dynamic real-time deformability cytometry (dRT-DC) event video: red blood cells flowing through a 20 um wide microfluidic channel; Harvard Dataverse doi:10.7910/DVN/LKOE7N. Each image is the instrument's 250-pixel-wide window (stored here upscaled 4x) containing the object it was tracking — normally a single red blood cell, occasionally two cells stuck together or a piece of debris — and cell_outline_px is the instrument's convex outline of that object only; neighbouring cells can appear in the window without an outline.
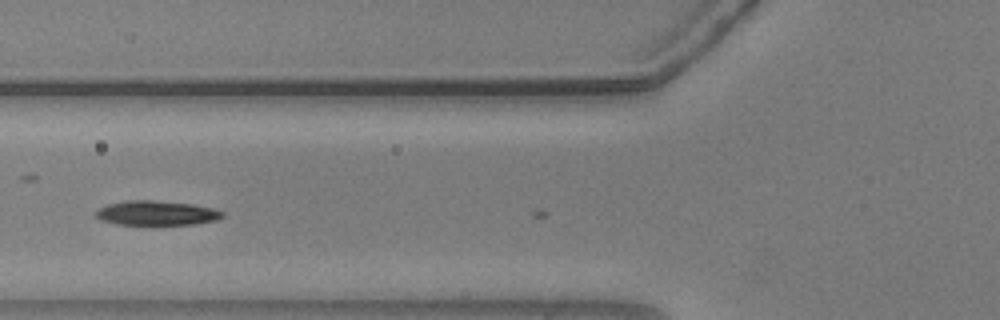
{"species": "common noctule bat (a hibernating species)", "species_latin": "Nyctalus noctula", "temperature_condition": "warm", "stored_images_in_passage": 8, "camera_frame_rate_fps": 3000, "um_per_image_px": 0.085, "animal": {"sex": "male", "body_mass_g": 20.5, "forearm_length_mm": 52.5}, "frame": {"image": 1, "passage_image": 4, "time_ms": 1.0, "image_size_px": [1000, 320], "cell_outline_px": [[224, 216], [216, 220], [196, 224], [152, 228], [116, 224], [100, 220], [92, 212], [108, 204], [124, 200], [148, 200], [192, 204], [216, 208], [224, 212]], "centroid_in_image_um": [13.29, 18.16], "position_along_channel_um": 112.5, "area_um2": 19.31}}